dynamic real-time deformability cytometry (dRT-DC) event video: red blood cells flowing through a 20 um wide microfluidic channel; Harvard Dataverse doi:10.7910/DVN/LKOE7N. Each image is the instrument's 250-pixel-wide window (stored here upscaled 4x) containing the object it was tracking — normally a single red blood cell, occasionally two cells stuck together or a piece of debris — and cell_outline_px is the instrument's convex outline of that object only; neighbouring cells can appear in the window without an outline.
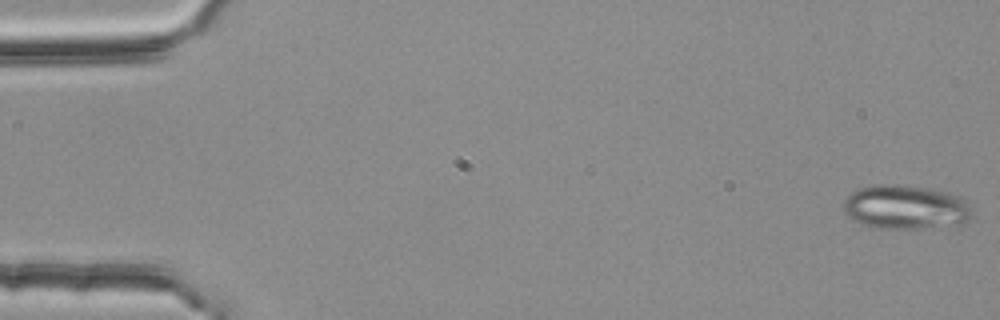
{"species": "common noctule bat (a hibernating species)", "species_latin": "Nyctalus noctula", "temperature_condition": "room temperature", "stored_images_in_passage": 12, "camera_frame_rate_fps": 3000, "um_per_image_px": 0.085, "animal": {"sex": "female", "body_mass_g": 25.1}, "frame": {"image": 1, "passage_image": 1, "time_ms": 0.0, "image_size_px": [1000, 320], "cell_outline_px": [[968, 220], [960, 224], [916, 228], [872, 228], [848, 216], [844, 212], [844, 200], [852, 192], [860, 188], [876, 184], [896, 184], [936, 188], [960, 196], [968, 204]], "centroid_in_image_um": [76.94, 17.58], "position_along_channel_um": 8.1, "area_um2": 32.83}}